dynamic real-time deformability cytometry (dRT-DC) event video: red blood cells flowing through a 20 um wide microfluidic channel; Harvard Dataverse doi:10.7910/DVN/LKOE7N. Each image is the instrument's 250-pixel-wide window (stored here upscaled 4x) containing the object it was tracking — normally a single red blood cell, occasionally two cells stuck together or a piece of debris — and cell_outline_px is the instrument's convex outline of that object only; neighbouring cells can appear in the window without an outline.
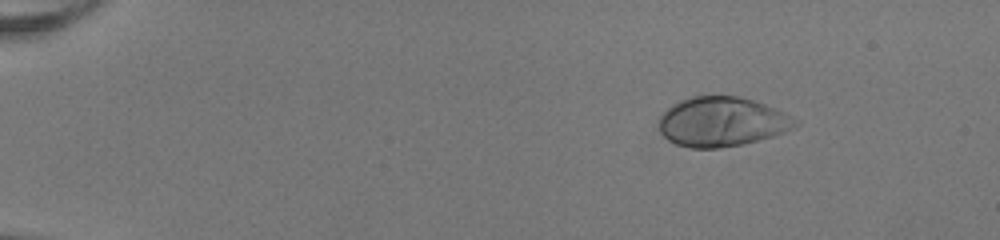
{"species": "human", "species_latin": "Homo sapiens", "temperature_condition": "room temperature", "stored_images_in_passage": 45, "camera_frame_rate_fps": 3000, "um_per_image_px": 0.085, "donor": {"sex": "female"}, "frame": {"image": 1, "passage_image": 1, "time_ms": 0.0, "image_size_px": [1000, 240], "cell_outline_px": [[800, 124], [784, 132], [772, 136], [744, 144], [716, 148], [692, 148], [676, 144], [668, 140], [660, 132], [656, 124], [660, 116], [672, 104], [680, 100], [692, 96], [740, 96], [776, 108], [800, 120]], "centroid_in_image_um": [61.35, 10.35], "position_along_channel_um": 23.6, "area_um2": 39.59}}
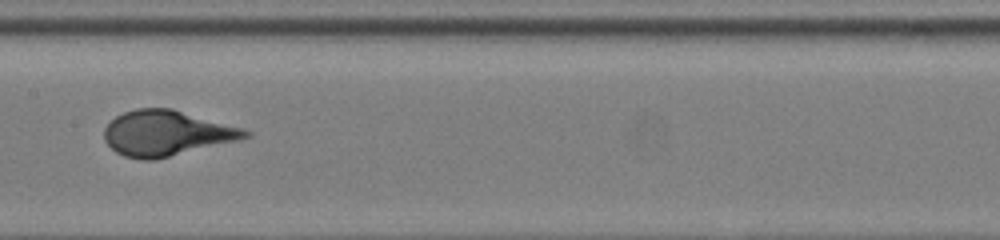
{"frame": {"image": 2, "passage_image": 22, "time_ms": 7.0, "image_size_px": [1000, 240], "cell_outline_px": [[252, 136], [156, 160], [140, 160], [124, 156], [116, 152], [104, 140], [104, 128], [116, 116], [124, 112], [136, 108], [172, 108], [244, 128], [252, 132]], "centroid_in_image_um": [14.15, 11.32], "position_along_channel_um": 193.2, "area_um2": 37.28}}
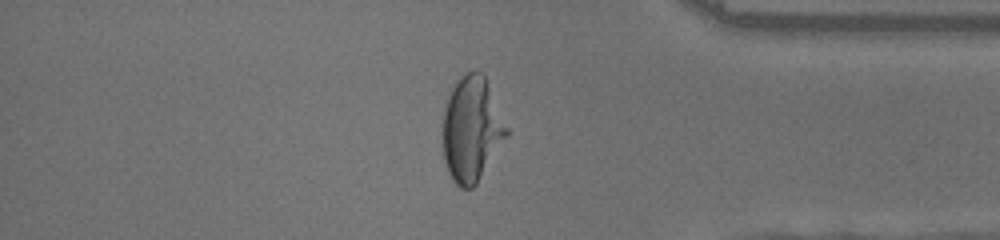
{"frame": {"image": 3, "passage_image": 38, "time_ms": 12.333, "image_size_px": [1000, 240], "cell_outline_px": [[508, 136], [476, 184], [472, 188], [460, 188], [452, 180], [448, 172], [444, 160], [444, 108], [452, 88], [468, 72], [480, 72], [484, 76], [508, 128]], "centroid_in_image_um": [40.1, 11.04], "position_along_channel_um": 395.1, "area_um2": 38.21}}